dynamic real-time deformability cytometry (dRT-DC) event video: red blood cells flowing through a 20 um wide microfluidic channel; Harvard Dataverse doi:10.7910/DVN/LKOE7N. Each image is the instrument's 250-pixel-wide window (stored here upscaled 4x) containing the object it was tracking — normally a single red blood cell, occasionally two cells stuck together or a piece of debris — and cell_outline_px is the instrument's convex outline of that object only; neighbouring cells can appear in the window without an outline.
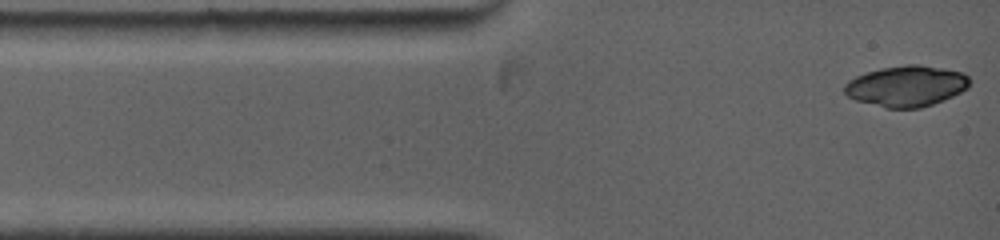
{"species": "common noctule bat (a hibernating species)", "species_latin": "Nyctalus noctula", "temperature_condition": "warm", "stored_images_in_passage": 8, "camera_frame_rate_fps": 5000, "um_per_image_px": 0.085, "animal": {"sex": "female", "body_mass_g": 19.0, "forearm_length_mm": 53.3}, "frame": {"image": 1, "passage_image": 1, "time_ms": 0.0, "image_size_px": [1000, 240], "cell_outline_px": [[968, 88], [944, 100], [920, 108], [884, 108], [856, 100], [848, 96], [844, 92], [844, 84], [848, 80], [856, 76], [880, 68], [908, 64], [920, 64], [944, 68], [964, 72], [968, 76]], "centroid_in_image_um": [77.04, 7.31], "position_along_channel_um": 8.0, "area_um2": 29.88}}